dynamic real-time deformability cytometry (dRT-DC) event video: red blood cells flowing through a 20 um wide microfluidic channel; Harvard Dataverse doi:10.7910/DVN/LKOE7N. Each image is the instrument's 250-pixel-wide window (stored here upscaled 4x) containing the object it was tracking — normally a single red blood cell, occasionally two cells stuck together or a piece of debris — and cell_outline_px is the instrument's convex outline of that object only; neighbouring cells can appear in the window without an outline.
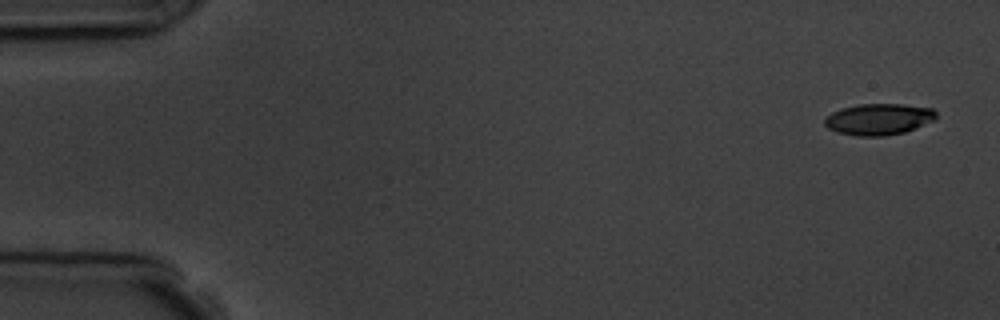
{"species": "common noctule bat (a hibernating species)", "species_latin": "Nyctalus noctula", "temperature_condition": "room temperature", "stored_images_in_passage": 5, "camera_frame_rate_fps": 3000, "um_per_image_px": 0.085, "animal": {"sex": "male", "body_mass_g": 19.5, "forearm_length_mm": 54.6}, "frame": {"image": 1, "passage_image": 1, "time_ms": 0.0, "image_size_px": [1000, 320], "cell_outline_px": [[936, 120], [904, 132], [884, 136], [856, 136], [836, 132], [828, 128], [824, 124], [824, 120], [832, 112], [840, 108], [860, 104], [904, 104], [932, 108], [936, 112]], "centroid_in_image_um": [74.69, 10.13], "position_along_channel_um": 10.3, "area_um2": 20.46}}
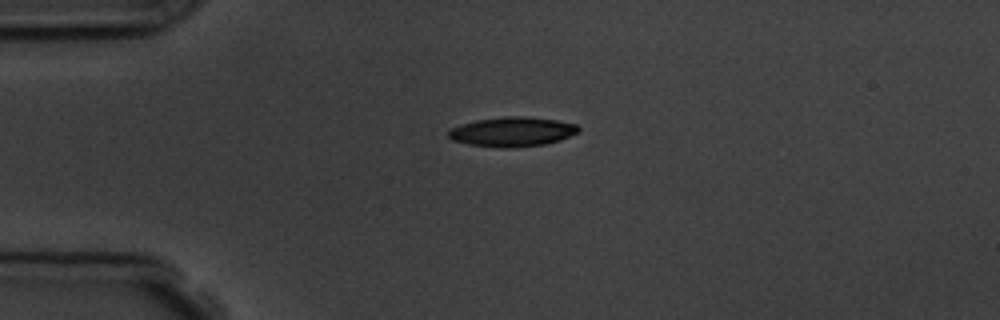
{"frame": {"image": 2, "passage_image": 4, "time_ms": 3.667, "image_size_px": [1000, 320], "cell_outline_px": [[580, 132], [560, 140], [544, 144], [512, 148], [500, 148], [468, 144], [452, 140], [448, 136], [448, 128], [460, 124], [476, 120], [504, 116], [524, 116], [556, 120], [576, 124], [580, 128]], "centroid_in_image_um": [43.52, 11.2], "position_along_channel_um": 41.5, "area_um2": 22.6}}